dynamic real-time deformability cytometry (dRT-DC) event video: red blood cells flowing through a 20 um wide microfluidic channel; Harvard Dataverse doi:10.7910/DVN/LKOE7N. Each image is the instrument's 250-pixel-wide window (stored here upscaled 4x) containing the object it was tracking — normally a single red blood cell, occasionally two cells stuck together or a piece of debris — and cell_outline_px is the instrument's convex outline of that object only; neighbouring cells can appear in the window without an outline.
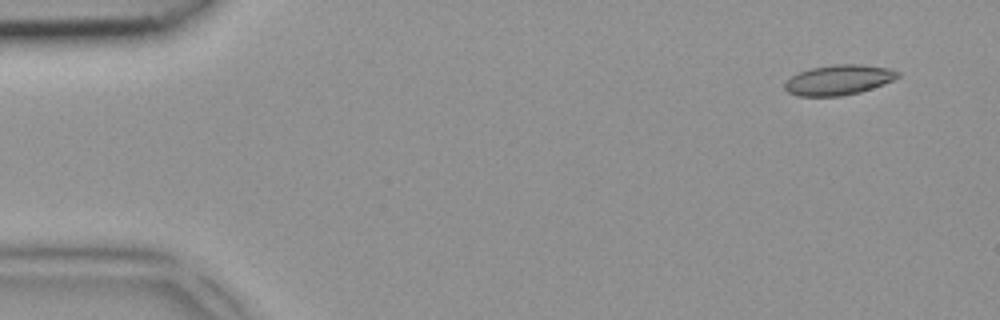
{"species": "common noctule bat (a hibernating species)", "species_latin": "Nyctalus noctula", "temperature_condition": "room temperature", "stored_images_in_passage": 6, "camera_frame_rate_fps": 3000, "um_per_image_px": 0.085, "animal": {"sex": "female", "body_mass_g": 18.4}, "frame": {"image": 1, "passage_image": 1, "time_ms": 0.0, "image_size_px": [1000, 320], "cell_outline_px": [[900, 76], [892, 80], [872, 88], [860, 92], [840, 96], [800, 96], [788, 92], [784, 88], [784, 84], [792, 76], [808, 68], [836, 64], [860, 64], [888, 68], [900, 72]], "centroid_in_image_um": [71.28, 6.79], "position_along_channel_um": 13.7, "area_um2": 19.71}}
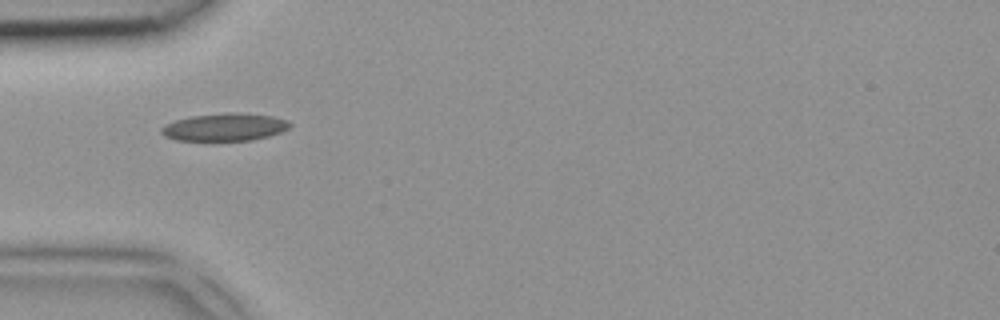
{"frame": {"image": 2, "passage_image": 4, "time_ms": 1.0, "image_size_px": [1000, 320], "cell_outline_px": [[292, 124], [288, 128], [280, 132], [268, 136], [252, 140], [176, 140], [164, 136], [160, 132], [160, 128], [164, 124], [176, 120], [192, 116], [228, 112], [232, 112], [272, 116], [288, 120]], "centroid_in_image_um": [19.08, 10.8], "position_along_channel_um": 65.9, "area_um2": 20.58}}